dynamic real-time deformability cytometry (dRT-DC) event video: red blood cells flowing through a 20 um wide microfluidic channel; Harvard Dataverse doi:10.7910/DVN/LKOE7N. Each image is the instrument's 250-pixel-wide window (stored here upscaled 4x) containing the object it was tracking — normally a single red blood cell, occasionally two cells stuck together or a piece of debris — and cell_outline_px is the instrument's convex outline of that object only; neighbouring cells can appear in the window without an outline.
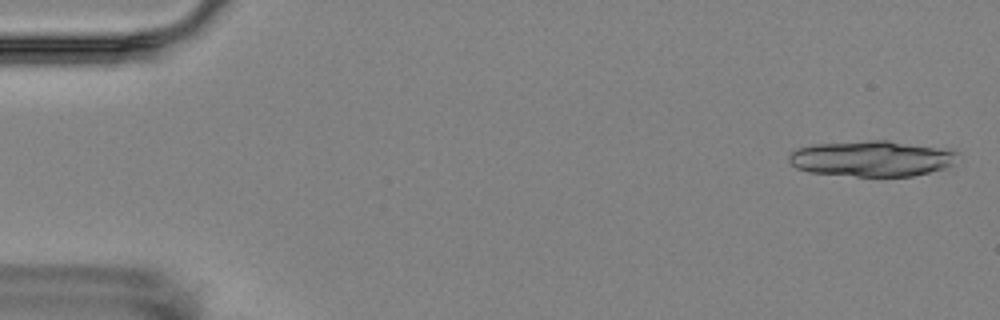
{"species": "Egyptian fruit bat (a non-hibernating species)", "species_latin": "Rousettus aegyptiacus", "temperature_condition": "room temperature", "stored_images_in_passage": 5, "camera_frame_rate_fps": 3000, "um_per_image_px": 0.085, "animal": {"sex": "female"}, "frame": {"image": 1, "passage_image": 1, "time_ms": 0.0, "image_size_px": [1000, 320], "cell_outline_px": [[964, 156], [948, 168], [912, 176], [856, 176], [808, 172], [796, 168], [788, 160], [788, 156], [796, 148], [812, 144], [872, 140], [888, 140], [956, 148]], "centroid_in_image_um": [74.26, 13.46], "position_along_channel_um": 10.7, "area_um2": 36.3}}